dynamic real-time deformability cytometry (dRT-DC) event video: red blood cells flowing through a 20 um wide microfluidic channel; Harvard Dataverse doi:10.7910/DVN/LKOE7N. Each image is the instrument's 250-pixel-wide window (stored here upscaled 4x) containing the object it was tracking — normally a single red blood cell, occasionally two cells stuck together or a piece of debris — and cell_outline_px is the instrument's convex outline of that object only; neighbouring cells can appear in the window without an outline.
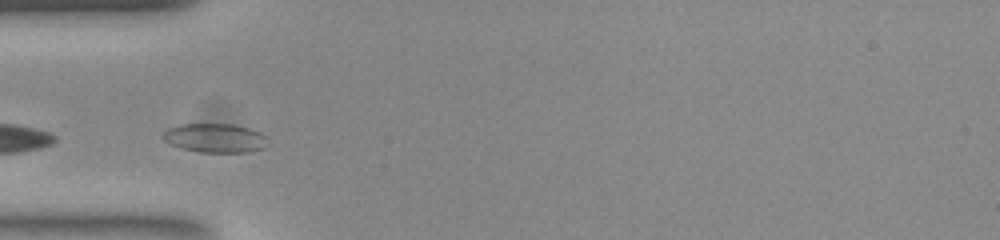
{"species": "common noctule bat (a hibernating species)", "species_latin": "Nyctalus noctula", "temperature_condition": "room temperature", "stored_images_in_passage": 8, "camera_frame_rate_fps": 3000, "um_per_image_px": 0.085, "animal": {"sex": "female", "body_mass_g": 23.0, "forearm_length_mm": 53.4}, "frame": {"image": 1, "passage_image": 2, "time_ms": 0.333, "image_size_px": [1000, 240], "cell_outline_px": [[268, 144], [264, 148], [248, 152], [200, 152], [180, 148], [168, 144], [160, 136], [168, 128], [180, 124], [232, 124], [248, 128], [260, 132], [264, 136]], "centroid_in_image_um": [18.24, 11.73], "position_along_channel_um": 66.8, "area_um2": 17.8}}